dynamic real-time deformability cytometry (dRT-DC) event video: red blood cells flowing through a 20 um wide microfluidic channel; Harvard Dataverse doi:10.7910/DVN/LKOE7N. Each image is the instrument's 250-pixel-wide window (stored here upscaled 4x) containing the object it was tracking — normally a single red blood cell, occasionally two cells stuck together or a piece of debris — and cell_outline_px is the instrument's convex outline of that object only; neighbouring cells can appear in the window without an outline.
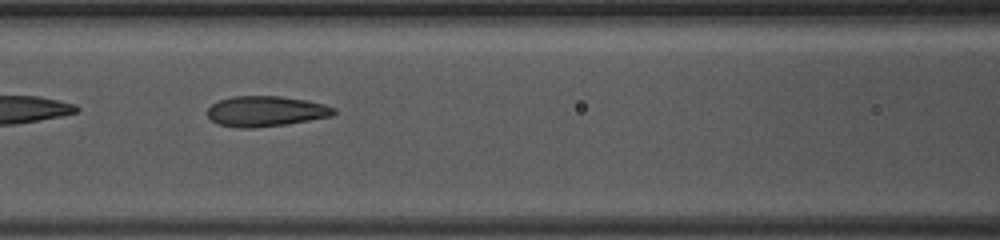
{"species": "common noctule bat (a hibernating species)", "species_latin": "Nyctalus noctula", "temperature_condition": "warm", "stored_images_in_passage": 21, "camera_frame_rate_fps": 3000, "um_per_image_px": 0.085, "animal": {"sex": "female", "body_mass_g": 10.0, "forearm_length_mm": 53.1}, "frame": {"image": 1, "passage_image": 7, "time_ms": 2.0, "image_size_px": [1000, 240], "cell_outline_px": [[336, 112], [332, 116], [288, 124], [256, 128], [236, 128], [216, 124], [208, 116], [208, 108], [212, 104], [220, 100], [232, 96], [280, 96], [304, 100], [324, 104], [336, 108]], "centroid_in_image_um": [22.59, 9.47], "position_along_channel_um": 144.0, "area_um2": 22.54}}
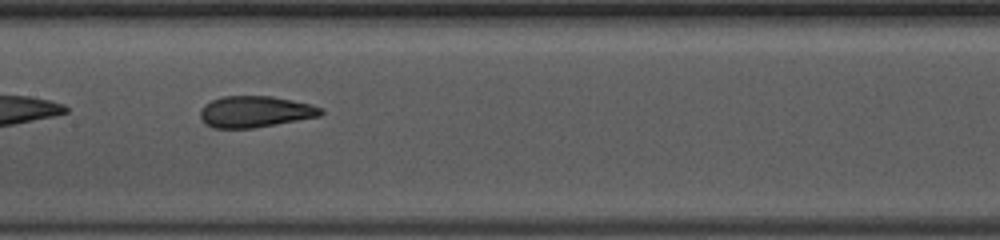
{"frame": {"image": 2, "passage_image": 10, "time_ms": 3.0, "image_size_px": [1000, 240], "cell_outline_px": [[324, 112], [320, 116], [276, 124], [252, 128], [212, 128], [204, 124], [200, 116], [200, 108], [204, 104], [212, 100], [224, 96], [272, 96], [312, 104], [324, 108]], "centroid_in_image_um": [21.68, 9.49], "position_along_channel_um": 185.7, "area_um2": 22.2}}